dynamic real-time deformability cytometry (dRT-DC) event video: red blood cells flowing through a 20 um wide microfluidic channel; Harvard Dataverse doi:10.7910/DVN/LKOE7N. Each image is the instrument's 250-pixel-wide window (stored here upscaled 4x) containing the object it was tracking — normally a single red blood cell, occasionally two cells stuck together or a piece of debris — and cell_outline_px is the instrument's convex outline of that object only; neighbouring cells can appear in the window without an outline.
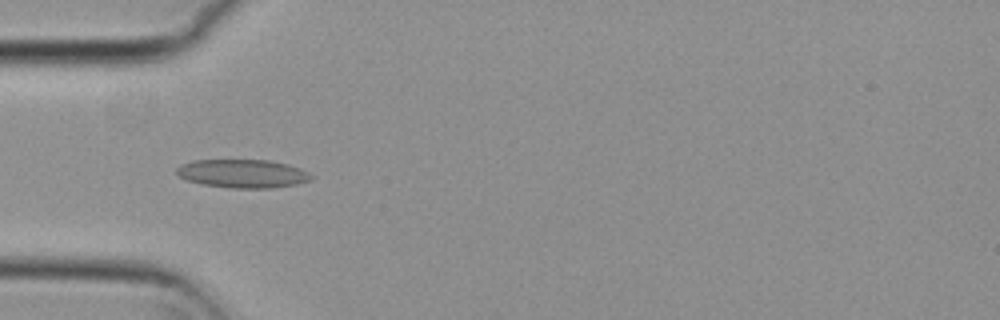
{"species": "common noctule bat (a hibernating species)", "species_latin": "Nyctalus noctula", "temperature_condition": "cold", "stored_images_in_passage": 19, "camera_frame_rate_fps": 3000, "um_per_image_px": 0.085, "animal": {"sex": "female", "body_mass_g": 29.2, "forearm_length_mm": 56.3}, "frame": {"image": 1, "passage_image": 16, "time_ms": 5.0, "image_size_px": [1000, 320], "cell_outline_px": [[316, 176], [312, 180], [296, 184], [272, 188], [228, 188], [204, 184], [184, 180], [176, 172], [176, 168], [180, 164], [192, 160], [268, 160], [288, 164], [300, 168]], "centroid_in_image_um": [20.64, 14.75], "position_along_channel_um": 64.4, "area_um2": 22.54}}